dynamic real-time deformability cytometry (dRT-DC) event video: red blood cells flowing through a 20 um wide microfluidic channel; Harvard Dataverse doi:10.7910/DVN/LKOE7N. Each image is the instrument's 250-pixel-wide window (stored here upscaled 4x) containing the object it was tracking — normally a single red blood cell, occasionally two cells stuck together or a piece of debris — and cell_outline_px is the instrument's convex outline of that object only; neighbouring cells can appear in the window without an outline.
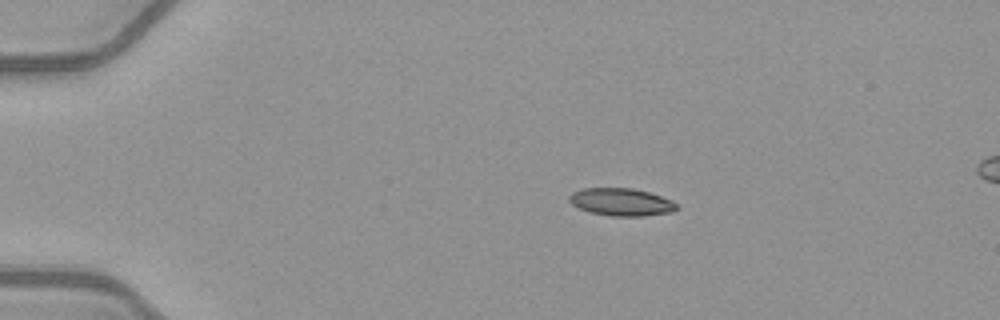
{"species": "common noctule bat (a hibernating species)", "species_latin": "Nyctalus noctula", "temperature_condition": "warm", "stored_images_in_passage": 42, "camera_frame_rate_fps": 3000, "um_per_image_px": 0.085, "animal": {"sex": "female", "body_mass_g": 21.9}, "frame": {"image": 1, "passage_image": 1, "time_ms": 0.0, "image_size_px": [1000, 320], "cell_outline_px": [[680, 208], [672, 212], [644, 216], [608, 216], [588, 212], [572, 204], [568, 200], [568, 196], [572, 192], [584, 188], [632, 188], [648, 192], [672, 200]], "centroid_in_image_um": [52.8, 17.18], "position_along_channel_um": 32.2, "area_um2": 17.4}}
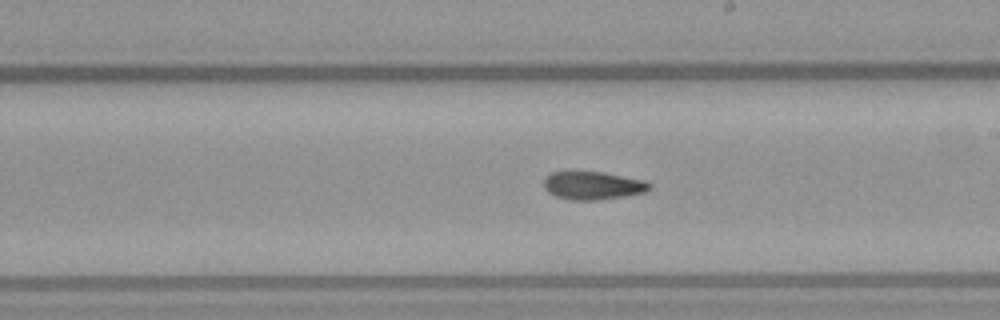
{"frame": {"image": 2, "passage_image": 21, "time_ms": 6.667, "image_size_px": [1000, 320], "cell_outline_px": [[652, 188], [644, 192], [624, 196], [596, 200], [568, 200], [556, 196], [548, 192], [544, 188], [544, 176], [548, 172], [604, 172], [644, 180], [652, 184]], "centroid_in_image_um": [50.37, 15.76], "position_along_channel_um": 238.6, "area_um2": 17.4}}
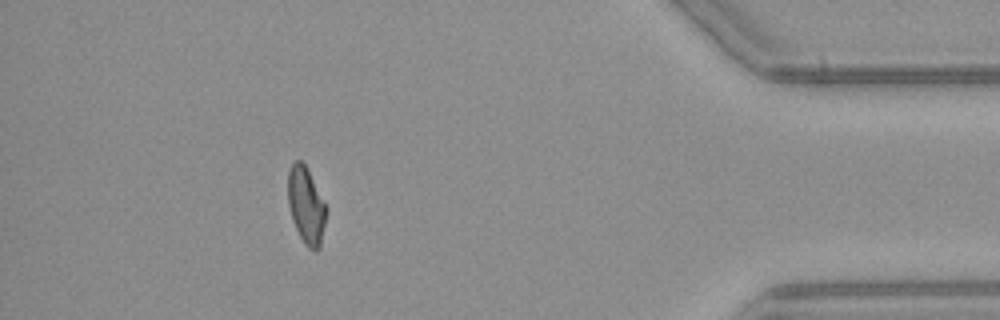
{"frame": {"image": 3, "passage_image": 37, "time_ms": 12.0, "image_size_px": [1000, 320], "cell_outline_px": [[328, 212], [320, 248], [316, 252], [308, 248], [304, 244], [292, 220], [288, 204], [288, 172], [292, 164], [296, 160], [300, 160], [304, 164], [328, 208]], "centroid_in_image_um": [26.04, 17.52], "position_along_channel_um": 409.2, "area_um2": 17.22}, "authors_computed_cell_mechanics": {"area_um2": 17.4267, "velocity_mm_per_s": 4.0841, "shape_relaxation_time_tau1_ms": 11.2288, "shape_relaxation_time_tau2_ms": 2.2422, "deformation_change_tau1": 0.2567, "deformation_change_tau2": 0.0881}}